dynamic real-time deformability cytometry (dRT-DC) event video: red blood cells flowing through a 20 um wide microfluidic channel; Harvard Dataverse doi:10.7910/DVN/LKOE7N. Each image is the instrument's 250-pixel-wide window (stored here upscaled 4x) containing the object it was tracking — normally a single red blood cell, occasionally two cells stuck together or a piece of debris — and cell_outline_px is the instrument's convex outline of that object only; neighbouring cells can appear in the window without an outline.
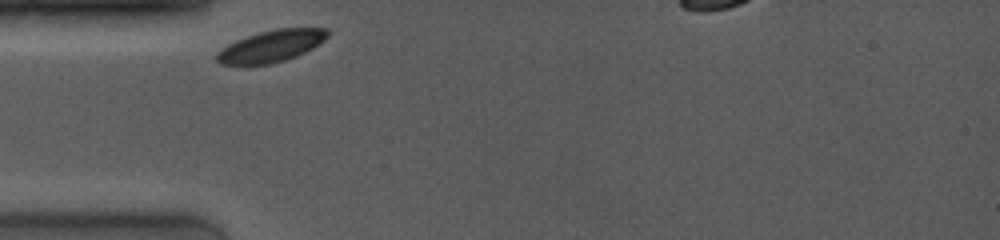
{"species": "common noctule bat (a hibernating species)", "species_latin": "Nyctalus noctula", "temperature_condition": "room temperature", "stored_images_in_passage": 39, "camera_frame_rate_fps": 4000, "um_per_image_px": 0.085, "animal": {"sex": "female", "body_mass_g": 19.0, "forearm_length_mm": 53.3}, "frame": {"image": 1, "passage_image": 1, "time_ms": 0.0, "image_size_px": [1000, 240], "cell_outline_px": [[328, 36], [320, 44], [296, 56], [284, 60], [268, 64], [220, 64], [216, 60], [216, 52], [220, 48], [236, 40], [260, 32], [276, 28], [328, 28]], "centroid_in_image_um": [23.05, 3.91], "position_along_channel_um": 62.0, "area_um2": 20.4}}
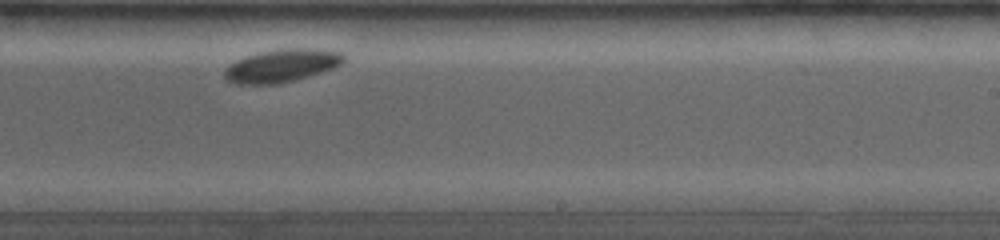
{"frame": {"image": 2, "passage_image": 24, "time_ms": 5.75, "image_size_px": [1000, 240], "cell_outline_px": [[344, 60], [340, 64], [332, 68], [308, 76], [276, 84], [236, 84], [224, 80], [224, 68], [236, 60], [260, 52], [280, 48], [308, 48], [340, 52], [344, 56]], "centroid_in_image_um": [23.88, 5.58], "position_along_channel_um": 265.1, "area_um2": 22.66}}
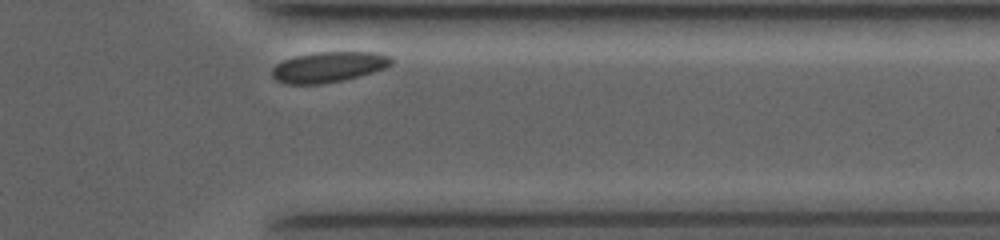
{"frame": {"image": 3, "passage_image": 37, "time_ms": 9.0, "image_size_px": [1000, 240], "cell_outline_px": [[392, 64], [384, 68], [360, 76], [344, 80], [324, 84], [284, 84], [276, 80], [272, 76], [272, 68], [276, 64], [284, 60], [296, 56], [312, 52], [376, 52], [388, 56], [392, 60]], "centroid_in_image_um": [27.9, 5.7], "position_along_channel_um": 383.5, "area_um2": 21.27}, "authors_computed_cell_mechanics": {"area_um2": 22.4264, "velocity_mm_per_s": 3.5718, "shape_relaxation_time_tau1_ms": 0.4992, "shape_relaxation_time_tau2_ms": null, "deformation_change_tau1": 0.0236, "deformation_change_tau2": null}}